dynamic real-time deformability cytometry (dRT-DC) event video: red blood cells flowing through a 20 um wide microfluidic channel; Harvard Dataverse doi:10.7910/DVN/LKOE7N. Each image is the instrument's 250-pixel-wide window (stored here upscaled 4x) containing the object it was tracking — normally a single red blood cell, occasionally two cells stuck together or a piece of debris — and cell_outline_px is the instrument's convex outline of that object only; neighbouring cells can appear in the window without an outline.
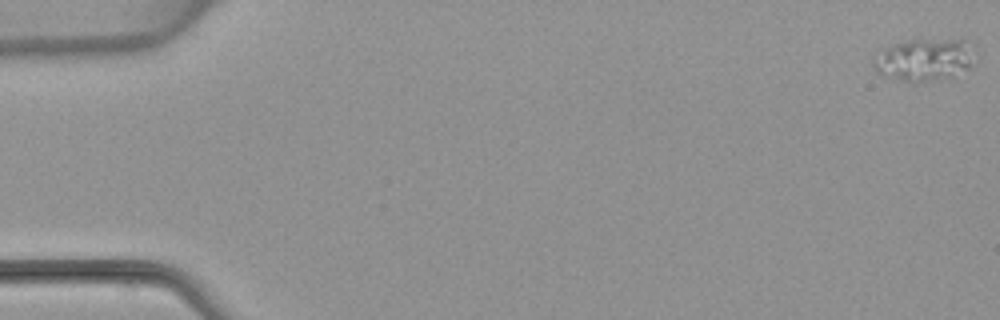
{"species": "common noctule bat (a hibernating species)", "species_latin": "Nyctalus noctula", "temperature_condition": "warm", "stored_images_in_passage": 4, "camera_frame_rate_fps": 3000, "um_per_image_px": 0.085, "animal": {"sex": "female", "body_mass_g": 22.7, "forearm_length_mm": 54.2}, "frame": {"image": 1, "passage_image": 1, "time_ms": 0.0, "image_size_px": [1000, 320], "cell_outline_px": [[976, 52], [968, 68], [952, 76], [916, 84], [908, 84], [884, 76], [876, 72], [872, 64], [872, 60], [884, 48], [892, 44], [908, 40], [964, 40]], "centroid_in_image_um": [78.5, 5.11], "position_along_channel_um": 6.5, "area_um2": 25.2}}
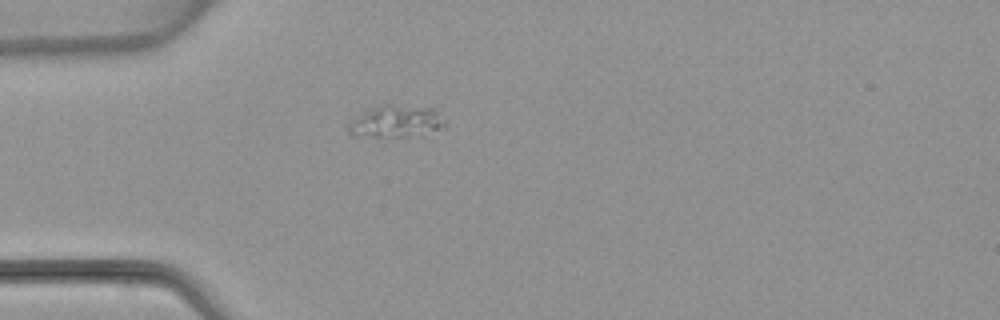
{"frame": {"image": 2, "passage_image": 4, "time_ms": 4.667, "image_size_px": [1000, 320], "cell_outline_px": [[448, 128], [424, 136], [388, 140], [352, 136], [348, 132], [348, 124], [352, 120], [368, 108], [384, 104], [392, 104], [432, 108], [448, 120]], "centroid_in_image_um": [33.73, 10.4], "position_along_channel_um": 51.3, "area_um2": 19.77}}